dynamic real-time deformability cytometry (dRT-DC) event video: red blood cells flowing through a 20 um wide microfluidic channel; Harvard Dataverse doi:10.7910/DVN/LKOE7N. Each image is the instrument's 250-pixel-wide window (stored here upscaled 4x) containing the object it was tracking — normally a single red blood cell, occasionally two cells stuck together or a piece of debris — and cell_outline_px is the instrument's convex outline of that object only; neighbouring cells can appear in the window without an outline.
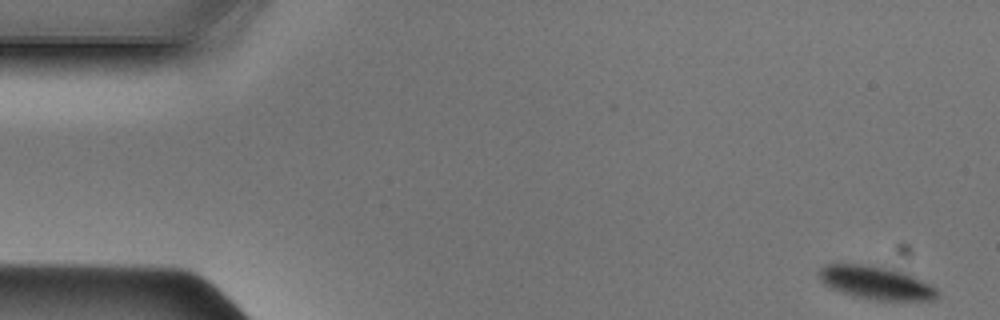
{"species": "Egyptian fruit bat (a non-hibernating species)", "species_latin": "Rousettus aegyptiacus", "temperature_condition": "cold", "stored_images_in_passage": 9, "camera_frame_rate_fps": 3000, "um_per_image_px": 0.085, "animal": {"sex": "male"}, "frame": {"image": 1, "passage_image": 1, "time_ms": 0.0, "image_size_px": [1000, 320], "cell_outline_px": [[936, 300], [876, 300], [856, 296], [840, 292], [824, 284], [820, 276], [820, 268], [828, 264], [860, 264], [892, 268], [904, 272], [936, 288]], "centroid_in_image_um": [74.45, 24.03], "position_along_channel_um": 10.6, "area_um2": 22.43}}